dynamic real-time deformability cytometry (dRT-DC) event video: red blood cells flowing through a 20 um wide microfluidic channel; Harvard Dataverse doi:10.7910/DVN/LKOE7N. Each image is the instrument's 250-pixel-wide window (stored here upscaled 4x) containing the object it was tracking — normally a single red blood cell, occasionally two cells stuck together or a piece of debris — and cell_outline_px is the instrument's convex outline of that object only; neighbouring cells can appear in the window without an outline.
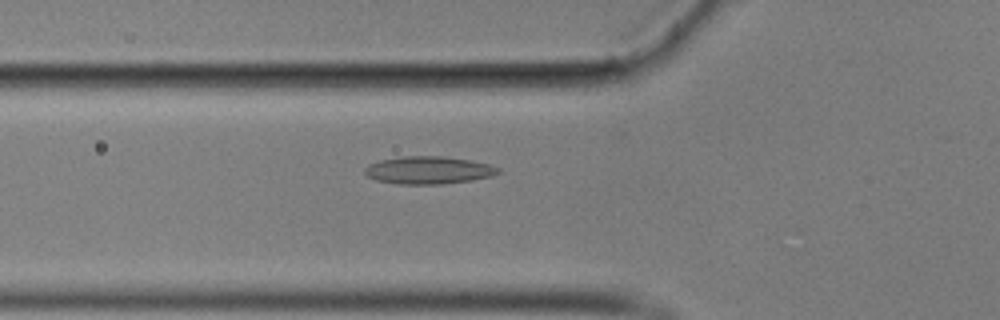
{"species": "common noctule bat (a hibernating species)", "species_latin": "Nyctalus noctula", "temperature_condition": "cold", "stored_images_in_passage": 51, "camera_frame_rate_fps": 3000, "um_per_image_px": 0.085, "animal": {"sex": "male", "body_mass_g": 17.9}, "frame": {"image": 1, "passage_image": 20, "time_ms": 6.333, "image_size_px": [1000, 320], "cell_outline_px": [[500, 172], [492, 176], [472, 180], [444, 184], [396, 184], [376, 180], [368, 176], [364, 172], [364, 168], [368, 164], [380, 160], [400, 156], [444, 156], [472, 160], [488, 164], [500, 168]], "centroid_in_image_um": [36.42, 14.46], "position_along_channel_um": 89.4, "area_um2": 21.68}}
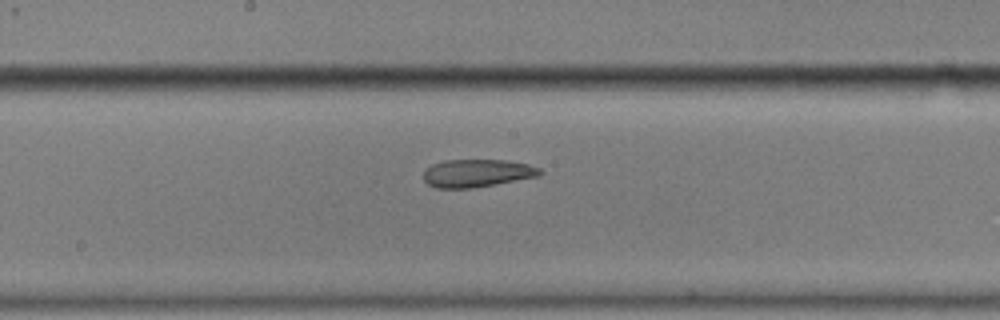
{"frame": {"image": 2, "passage_image": 30, "time_ms": 9.667, "image_size_px": [1000, 320], "cell_outline_px": [[544, 172], [540, 176], [472, 188], [436, 188], [428, 184], [424, 180], [424, 168], [432, 164], [444, 160], [504, 160], [528, 164], [540, 168]], "centroid_in_image_um": [40.54, 14.71], "position_along_channel_um": 207.7, "area_um2": 18.96}}
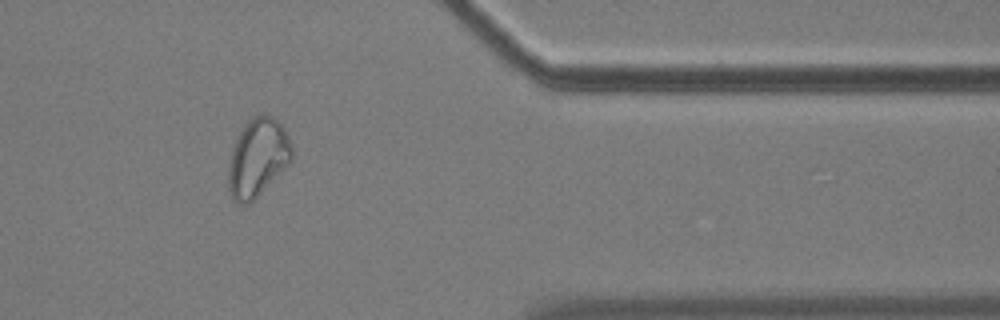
{"frame": {"image": 3, "passage_image": 47, "time_ms": 15.333, "image_size_px": [1000, 320], "cell_outline_px": [[292, 160], [248, 204], [236, 204], [232, 200], [228, 188], [228, 168], [232, 152], [236, 140], [244, 124], [248, 120], [264, 112], [272, 116], [284, 128], [288, 136], [292, 148]], "centroid_in_image_um": [21.89, 13.39], "position_along_channel_um": 389.5, "area_um2": 28.5}}